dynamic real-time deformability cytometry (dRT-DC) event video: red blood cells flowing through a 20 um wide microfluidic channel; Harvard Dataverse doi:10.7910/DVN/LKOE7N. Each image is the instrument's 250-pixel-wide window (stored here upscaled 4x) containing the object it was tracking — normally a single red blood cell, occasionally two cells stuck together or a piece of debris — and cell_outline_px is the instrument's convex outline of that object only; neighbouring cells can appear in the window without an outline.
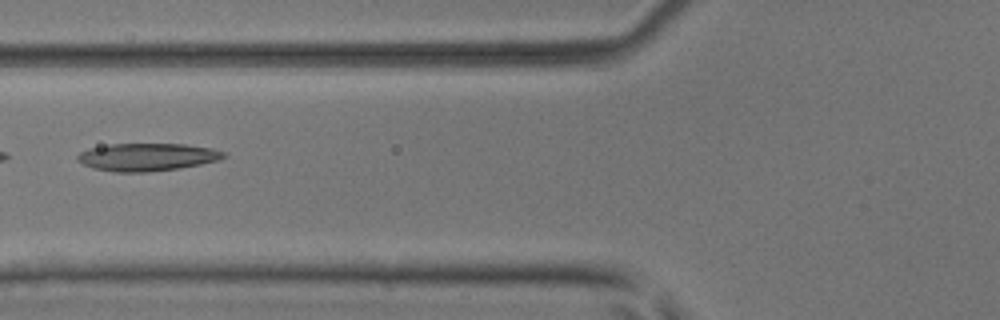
{"species": "common noctule bat (a hibernating species)", "species_latin": "Nyctalus noctula", "temperature_condition": "room temperature", "stored_images_in_passage": 3, "camera_frame_rate_fps": 3000, "um_per_image_px": 0.085, "animal": {"sex": "male", "body_mass_g": 17.9, "forearm_length_mm": 54.2}, "frame": {"image": 1, "passage_image": 2, "time_ms": 0.333, "image_size_px": [1000, 320], "cell_outline_px": [[228, 156], [220, 160], [180, 168], [148, 172], [116, 172], [92, 168], [76, 160], [76, 156], [80, 152], [88, 148], [112, 144], [184, 144], [212, 148], [224, 152]], "centroid_in_image_um": [12.51, 13.35], "position_along_channel_um": 113.3, "area_um2": 23.7}}
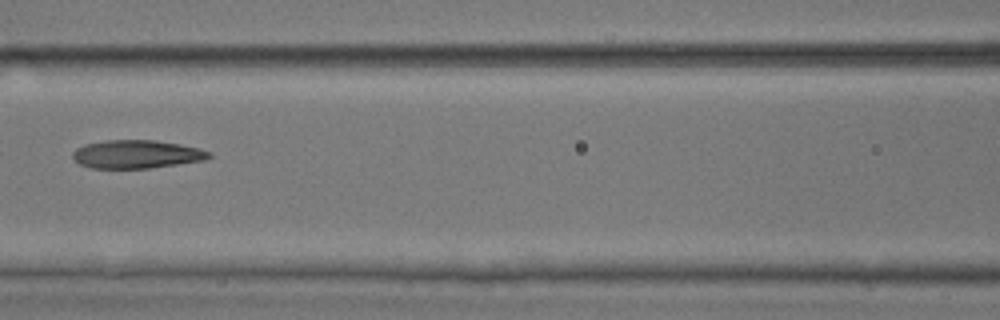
{"frame": {"image": 2, "passage_image": 3, "time_ms": 0.667, "image_size_px": [1000, 320], "cell_outline_px": [[212, 156], [204, 160], [148, 168], [92, 168], [80, 164], [72, 156], [72, 152], [76, 148], [84, 144], [104, 140], [152, 140], [180, 144], [200, 148], [212, 152]], "centroid_in_image_um": [11.61, 13.1], "position_along_channel_um": 155.0, "area_um2": 22.43}}